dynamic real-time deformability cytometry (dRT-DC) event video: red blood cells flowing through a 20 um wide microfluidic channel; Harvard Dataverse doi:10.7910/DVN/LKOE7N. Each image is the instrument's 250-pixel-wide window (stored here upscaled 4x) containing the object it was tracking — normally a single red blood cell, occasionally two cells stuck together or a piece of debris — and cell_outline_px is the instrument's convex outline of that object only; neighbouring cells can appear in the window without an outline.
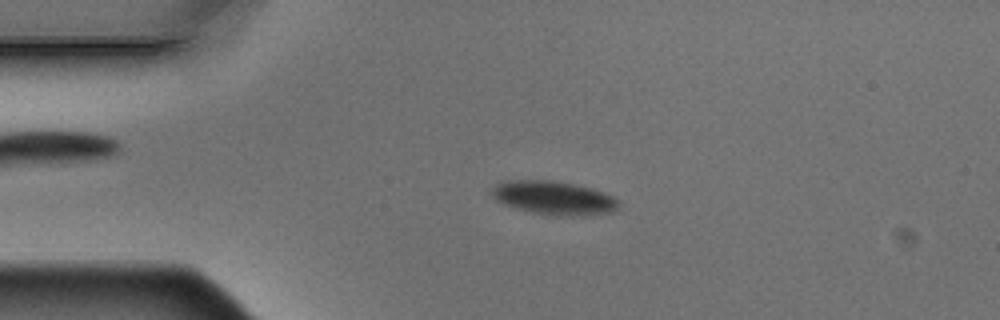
{"species": "Egyptian fruit bat (a non-hibernating species)", "species_latin": "Rousettus aegyptiacus", "temperature_condition": "warm", "stored_images_in_passage": 4, "camera_frame_rate_fps": 3000, "um_per_image_px": 0.085, "animal": {"sex": "male"}, "frame": {"image": 1, "passage_image": 3, "time_ms": 0.667, "image_size_px": [1000, 320], "cell_outline_px": [[620, 204], [616, 212], [588, 216], [552, 216], [532, 212], [516, 208], [504, 204], [496, 200], [492, 196], [492, 188], [496, 184], [508, 180], [552, 180], [572, 184], [588, 188], [612, 196], [620, 200]], "centroid_in_image_um": [47.11, 16.85], "position_along_channel_um": 37.9, "area_um2": 25.03}}